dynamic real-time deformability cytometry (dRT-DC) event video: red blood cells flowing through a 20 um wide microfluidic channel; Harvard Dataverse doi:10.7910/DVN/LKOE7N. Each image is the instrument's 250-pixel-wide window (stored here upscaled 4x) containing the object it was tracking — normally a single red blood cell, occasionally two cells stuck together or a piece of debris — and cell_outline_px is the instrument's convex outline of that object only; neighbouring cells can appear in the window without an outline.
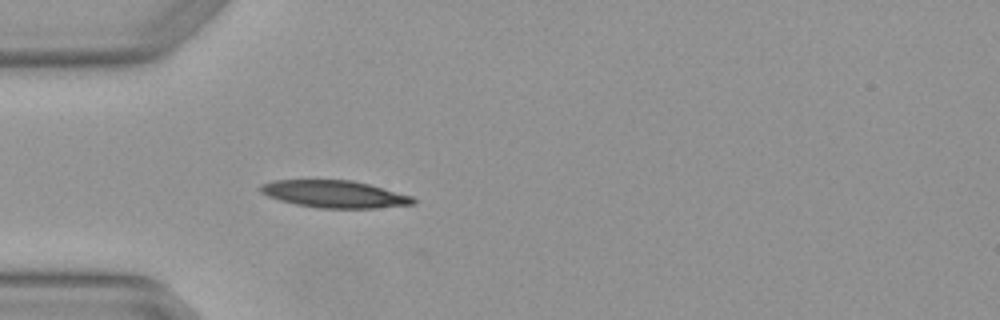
{"species": "Egyptian fruit bat (a non-hibernating species)", "species_latin": "Rousettus aegyptiacus", "temperature_condition": "warm", "stored_images_in_passage": 1, "camera_frame_rate_fps": 3000, "um_per_image_px": 0.085, "animal": {"sex": "female"}, "frame": {"image": 1, "passage_image": 1, "time_ms": 0.0, "image_size_px": [1000, 320], "cell_outline_px": [[416, 204], [376, 208], [320, 208], [296, 204], [280, 200], [268, 196], [260, 192], [260, 184], [272, 180], [352, 180], [368, 184], [412, 196], [416, 200]], "centroid_in_image_um": [28.43, 16.5], "position_along_channel_um": 56.6, "area_um2": 24.16}}